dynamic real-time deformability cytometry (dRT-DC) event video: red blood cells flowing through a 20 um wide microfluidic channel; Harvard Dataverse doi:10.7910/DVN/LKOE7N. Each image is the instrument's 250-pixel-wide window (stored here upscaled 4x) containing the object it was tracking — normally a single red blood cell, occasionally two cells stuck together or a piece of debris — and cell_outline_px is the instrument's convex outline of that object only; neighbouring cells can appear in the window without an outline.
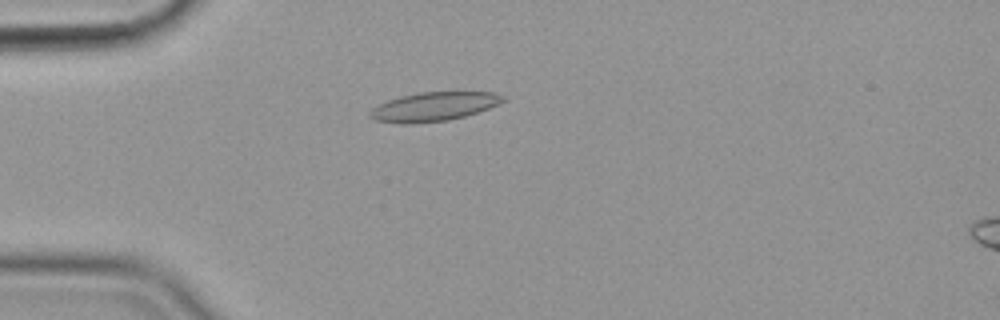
{"species": "common noctule bat (a hibernating species)", "species_latin": "Nyctalus noctula", "temperature_condition": "cold", "stored_images_in_passage": 49, "camera_frame_rate_fps": 3000, "um_per_image_px": 0.085, "animal": {"sex": "female", "body_mass_g": 19.9}, "frame": {"image": 1, "passage_image": 8, "time_ms": 2.333, "image_size_px": [1000, 320], "cell_outline_px": [[508, 100], [488, 108], [464, 116], [448, 120], [412, 124], [400, 124], [376, 120], [368, 116], [368, 112], [372, 108], [388, 100], [400, 96], [420, 92], [496, 92], [504, 96]], "centroid_in_image_um": [36.86, 9.06], "position_along_channel_um": 48.1, "area_um2": 22.48}}
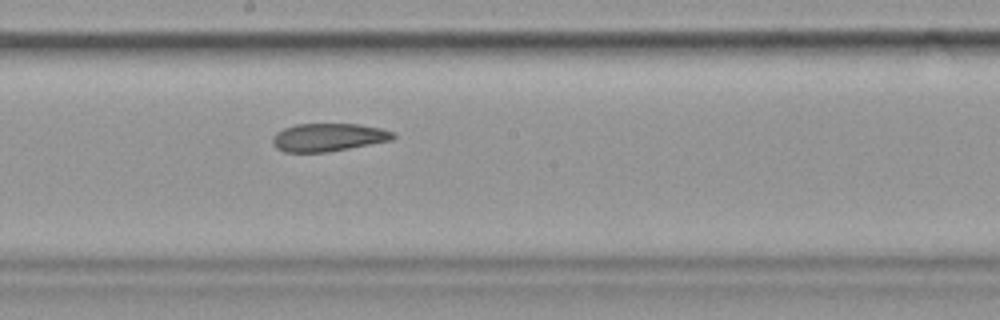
{"frame": {"image": 2, "passage_image": 24, "time_ms": 7.667, "image_size_px": [1000, 320], "cell_outline_px": [[396, 136], [392, 140], [328, 152], [284, 152], [276, 148], [272, 144], [272, 136], [276, 132], [284, 128], [296, 124], [360, 124], [380, 128], [392, 132]], "centroid_in_image_um": [27.87, 11.67], "position_along_channel_um": 220.3, "area_um2": 19.71}}
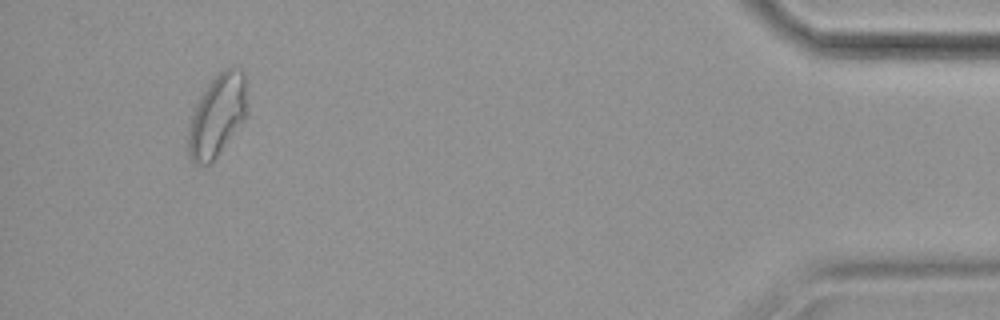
{"frame": {"image": 3, "passage_image": 46, "time_ms": 15.0, "image_size_px": [1000, 320], "cell_outline_px": [[248, 116], [216, 156], [208, 164], [196, 164], [188, 156], [188, 124], [196, 104], [216, 72], [232, 64], [236, 64], [244, 72], [248, 108]], "centroid_in_image_um": [18.5, 9.74], "position_along_channel_um": 416.7, "area_um2": 28.61}, "authors_computed_cell_mechanics": {"area_um2": 21.964, "velocity_mm_per_s": 3.5546, "shape_relaxation_time_tau1_ms": null, "shape_relaxation_time_tau2_ms": 6.0495, "deformation_change_tau1": null, "deformation_change_tau2": 0.1194}}